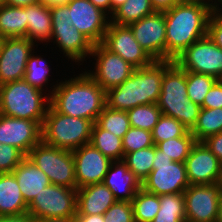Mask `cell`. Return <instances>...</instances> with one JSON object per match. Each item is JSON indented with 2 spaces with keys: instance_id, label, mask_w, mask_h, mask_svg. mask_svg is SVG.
I'll return each mask as SVG.
<instances>
[{
  "instance_id": "obj_7",
  "label": "cell",
  "mask_w": 222,
  "mask_h": 222,
  "mask_svg": "<svg viewBox=\"0 0 222 222\" xmlns=\"http://www.w3.org/2000/svg\"><path fill=\"white\" fill-rule=\"evenodd\" d=\"M27 157L47 175L51 184L77 189L72 151L41 141L30 150Z\"/></svg>"
},
{
  "instance_id": "obj_26",
  "label": "cell",
  "mask_w": 222,
  "mask_h": 222,
  "mask_svg": "<svg viewBox=\"0 0 222 222\" xmlns=\"http://www.w3.org/2000/svg\"><path fill=\"white\" fill-rule=\"evenodd\" d=\"M0 36L16 38L27 36L26 6H0Z\"/></svg>"
},
{
  "instance_id": "obj_12",
  "label": "cell",
  "mask_w": 222,
  "mask_h": 222,
  "mask_svg": "<svg viewBox=\"0 0 222 222\" xmlns=\"http://www.w3.org/2000/svg\"><path fill=\"white\" fill-rule=\"evenodd\" d=\"M69 17L76 27L93 45L102 43L110 23V16L89 0H69Z\"/></svg>"
},
{
  "instance_id": "obj_55",
  "label": "cell",
  "mask_w": 222,
  "mask_h": 222,
  "mask_svg": "<svg viewBox=\"0 0 222 222\" xmlns=\"http://www.w3.org/2000/svg\"><path fill=\"white\" fill-rule=\"evenodd\" d=\"M210 3L213 7L218 8V0H203Z\"/></svg>"
},
{
  "instance_id": "obj_22",
  "label": "cell",
  "mask_w": 222,
  "mask_h": 222,
  "mask_svg": "<svg viewBox=\"0 0 222 222\" xmlns=\"http://www.w3.org/2000/svg\"><path fill=\"white\" fill-rule=\"evenodd\" d=\"M116 201L104 183L81 187L77 189L76 215H104Z\"/></svg>"
},
{
  "instance_id": "obj_52",
  "label": "cell",
  "mask_w": 222,
  "mask_h": 222,
  "mask_svg": "<svg viewBox=\"0 0 222 222\" xmlns=\"http://www.w3.org/2000/svg\"><path fill=\"white\" fill-rule=\"evenodd\" d=\"M36 222H75V221H74V218H71V219H64V218H46V219L36 220Z\"/></svg>"
},
{
  "instance_id": "obj_5",
  "label": "cell",
  "mask_w": 222,
  "mask_h": 222,
  "mask_svg": "<svg viewBox=\"0 0 222 222\" xmlns=\"http://www.w3.org/2000/svg\"><path fill=\"white\" fill-rule=\"evenodd\" d=\"M24 79L0 85V114L36 121L41 127L50 96ZM47 95V96H46Z\"/></svg>"
},
{
  "instance_id": "obj_47",
  "label": "cell",
  "mask_w": 222,
  "mask_h": 222,
  "mask_svg": "<svg viewBox=\"0 0 222 222\" xmlns=\"http://www.w3.org/2000/svg\"><path fill=\"white\" fill-rule=\"evenodd\" d=\"M0 222H36L29 213L21 215L0 216Z\"/></svg>"
},
{
  "instance_id": "obj_24",
  "label": "cell",
  "mask_w": 222,
  "mask_h": 222,
  "mask_svg": "<svg viewBox=\"0 0 222 222\" xmlns=\"http://www.w3.org/2000/svg\"><path fill=\"white\" fill-rule=\"evenodd\" d=\"M27 38L34 44L42 42L48 45L52 37V17L50 6L31 4L26 6ZM38 40V41H37ZM37 41V42H36Z\"/></svg>"
},
{
  "instance_id": "obj_4",
  "label": "cell",
  "mask_w": 222,
  "mask_h": 222,
  "mask_svg": "<svg viewBox=\"0 0 222 222\" xmlns=\"http://www.w3.org/2000/svg\"><path fill=\"white\" fill-rule=\"evenodd\" d=\"M156 104L162 114L177 119L189 131L196 125L201 106L188 98L186 70L175 61L165 60L161 93Z\"/></svg>"
},
{
  "instance_id": "obj_59",
  "label": "cell",
  "mask_w": 222,
  "mask_h": 222,
  "mask_svg": "<svg viewBox=\"0 0 222 222\" xmlns=\"http://www.w3.org/2000/svg\"><path fill=\"white\" fill-rule=\"evenodd\" d=\"M222 3V0H218V8H219V5H221Z\"/></svg>"
},
{
  "instance_id": "obj_40",
  "label": "cell",
  "mask_w": 222,
  "mask_h": 222,
  "mask_svg": "<svg viewBox=\"0 0 222 222\" xmlns=\"http://www.w3.org/2000/svg\"><path fill=\"white\" fill-rule=\"evenodd\" d=\"M24 157L16 147L0 143V174L12 173Z\"/></svg>"
},
{
  "instance_id": "obj_31",
  "label": "cell",
  "mask_w": 222,
  "mask_h": 222,
  "mask_svg": "<svg viewBox=\"0 0 222 222\" xmlns=\"http://www.w3.org/2000/svg\"><path fill=\"white\" fill-rule=\"evenodd\" d=\"M131 204L134 222H152L160 208V196L141 188L134 195Z\"/></svg>"
},
{
  "instance_id": "obj_28",
  "label": "cell",
  "mask_w": 222,
  "mask_h": 222,
  "mask_svg": "<svg viewBox=\"0 0 222 222\" xmlns=\"http://www.w3.org/2000/svg\"><path fill=\"white\" fill-rule=\"evenodd\" d=\"M154 12L155 9L150 0H127L113 12L110 22L117 25H129Z\"/></svg>"
},
{
  "instance_id": "obj_38",
  "label": "cell",
  "mask_w": 222,
  "mask_h": 222,
  "mask_svg": "<svg viewBox=\"0 0 222 222\" xmlns=\"http://www.w3.org/2000/svg\"><path fill=\"white\" fill-rule=\"evenodd\" d=\"M189 130L177 119L162 114L152 130L154 145L159 142L184 136Z\"/></svg>"
},
{
  "instance_id": "obj_11",
  "label": "cell",
  "mask_w": 222,
  "mask_h": 222,
  "mask_svg": "<svg viewBox=\"0 0 222 222\" xmlns=\"http://www.w3.org/2000/svg\"><path fill=\"white\" fill-rule=\"evenodd\" d=\"M91 57H95L94 69L87 73L106 92L121 85L136 69L121 56L107 50L101 43L93 45Z\"/></svg>"
},
{
  "instance_id": "obj_33",
  "label": "cell",
  "mask_w": 222,
  "mask_h": 222,
  "mask_svg": "<svg viewBox=\"0 0 222 222\" xmlns=\"http://www.w3.org/2000/svg\"><path fill=\"white\" fill-rule=\"evenodd\" d=\"M34 53L33 51L28 58L24 80L30 85L47 92V89L45 90L44 87L50 82L51 66L48 65L49 62H46L43 57Z\"/></svg>"
},
{
  "instance_id": "obj_56",
  "label": "cell",
  "mask_w": 222,
  "mask_h": 222,
  "mask_svg": "<svg viewBox=\"0 0 222 222\" xmlns=\"http://www.w3.org/2000/svg\"><path fill=\"white\" fill-rule=\"evenodd\" d=\"M219 184H220V188H221V192H222V171H221V177H220V180H219Z\"/></svg>"
},
{
  "instance_id": "obj_43",
  "label": "cell",
  "mask_w": 222,
  "mask_h": 222,
  "mask_svg": "<svg viewBox=\"0 0 222 222\" xmlns=\"http://www.w3.org/2000/svg\"><path fill=\"white\" fill-rule=\"evenodd\" d=\"M50 12L52 17V27L72 26L69 17V7L66 4L51 5Z\"/></svg>"
},
{
  "instance_id": "obj_58",
  "label": "cell",
  "mask_w": 222,
  "mask_h": 222,
  "mask_svg": "<svg viewBox=\"0 0 222 222\" xmlns=\"http://www.w3.org/2000/svg\"><path fill=\"white\" fill-rule=\"evenodd\" d=\"M3 4H5V0H0V6H2Z\"/></svg>"
},
{
  "instance_id": "obj_57",
  "label": "cell",
  "mask_w": 222,
  "mask_h": 222,
  "mask_svg": "<svg viewBox=\"0 0 222 222\" xmlns=\"http://www.w3.org/2000/svg\"><path fill=\"white\" fill-rule=\"evenodd\" d=\"M3 40H4V38L2 36H0V49H1V46H2V43H3Z\"/></svg>"
},
{
  "instance_id": "obj_16",
  "label": "cell",
  "mask_w": 222,
  "mask_h": 222,
  "mask_svg": "<svg viewBox=\"0 0 222 222\" xmlns=\"http://www.w3.org/2000/svg\"><path fill=\"white\" fill-rule=\"evenodd\" d=\"M134 38L153 60H166V24L163 11L128 25Z\"/></svg>"
},
{
  "instance_id": "obj_45",
  "label": "cell",
  "mask_w": 222,
  "mask_h": 222,
  "mask_svg": "<svg viewBox=\"0 0 222 222\" xmlns=\"http://www.w3.org/2000/svg\"><path fill=\"white\" fill-rule=\"evenodd\" d=\"M202 142L222 162V132L208 136Z\"/></svg>"
},
{
  "instance_id": "obj_44",
  "label": "cell",
  "mask_w": 222,
  "mask_h": 222,
  "mask_svg": "<svg viewBox=\"0 0 222 222\" xmlns=\"http://www.w3.org/2000/svg\"><path fill=\"white\" fill-rule=\"evenodd\" d=\"M201 108H222V80H217L205 96Z\"/></svg>"
},
{
  "instance_id": "obj_20",
  "label": "cell",
  "mask_w": 222,
  "mask_h": 222,
  "mask_svg": "<svg viewBox=\"0 0 222 222\" xmlns=\"http://www.w3.org/2000/svg\"><path fill=\"white\" fill-rule=\"evenodd\" d=\"M50 42L57 44L55 47L63 52V56L75 64L86 61L85 58L88 56L89 59L93 48V44L73 25L52 27Z\"/></svg>"
},
{
  "instance_id": "obj_42",
  "label": "cell",
  "mask_w": 222,
  "mask_h": 222,
  "mask_svg": "<svg viewBox=\"0 0 222 222\" xmlns=\"http://www.w3.org/2000/svg\"><path fill=\"white\" fill-rule=\"evenodd\" d=\"M208 37L222 49V11L215 8L207 24Z\"/></svg>"
},
{
  "instance_id": "obj_19",
  "label": "cell",
  "mask_w": 222,
  "mask_h": 222,
  "mask_svg": "<svg viewBox=\"0 0 222 222\" xmlns=\"http://www.w3.org/2000/svg\"><path fill=\"white\" fill-rule=\"evenodd\" d=\"M41 141V126L36 121L0 114V143L12 145L27 156Z\"/></svg>"
},
{
  "instance_id": "obj_27",
  "label": "cell",
  "mask_w": 222,
  "mask_h": 222,
  "mask_svg": "<svg viewBox=\"0 0 222 222\" xmlns=\"http://www.w3.org/2000/svg\"><path fill=\"white\" fill-rule=\"evenodd\" d=\"M90 144L112 161H121L124 157L122 138L102 129L96 122L93 125Z\"/></svg>"
},
{
  "instance_id": "obj_46",
  "label": "cell",
  "mask_w": 222,
  "mask_h": 222,
  "mask_svg": "<svg viewBox=\"0 0 222 222\" xmlns=\"http://www.w3.org/2000/svg\"><path fill=\"white\" fill-rule=\"evenodd\" d=\"M155 11H165L171 9L182 0H150Z\"/></svg>"
},
{
  "instance_id": "obj_51",
  "label": "cell",
  "mask_w": 222,
  "mask_h": 222,
  "mask_svg": "<svg viewBox=\"0 0 222 222\" xmlns=\"http://www.w3.org/2000/svg\"><path fill=\"white\" fill-rule=\"evenodd\" d=\"M69 0H37L38 4H43V5H62V4H67Z\"/></svg>"
},
{
  "instance_id": "obj_1",
  "label": "cell",
  "mask_w": 222,
  "mask_h": 222,
  "mask_svg": "<svg viewBox=\"0 0 222 222\" xmlns=\"http://www.w3.org/2000/svg\"><path fill=\"white\" fill-rule=\"evenodd\" d=\"M215 7L203 0H182L165 10L166 60L174 61L198 39L207 35V24Z\"/></svg>"
},
{
  "instance_id": "obj_39",
  "label": "cell",
  "mask_w": 222,
  "mask_h": 222,
  "mask_svg": "<svg viewBox=\"0 0 222 222\" xmlns=\"http://www.w3.org/2000/svg\"><path fill=\"white\" fill-rule=\"evenodd\" d=\"M153 145L152 132L140 128L130 127L122 138L124 155Z\"/></svg>"
},
{
  "instance_id": "obj_18",
  "label": "cell",
  "mask_w": 222,
  "mask_h": 222,
  "mask_svg": "<svg viewBox=\"0 0 222 222\" xmlns=\"http://www.w3.org/2000/svg\"><path fill=\"white\" fill-rule=\"evenodd\" d=\"M75 163L77 189L96 183H103L113 162L92 144L87 143L72 151Z\"/></svg>"
},
{
  "instance_id": "obj_25",
  "label": "cell",
  "mask_w": 222,
  "mask_h": 222,
  "mask_svg": "<svg viewBox=\"0 0 222 222\" xmlns=\"http://www.w3.org/2000/svg\"><path fill=\"white\" fill-rule=\"evenodd\" d=\"M28 212L18 182L12 173L0 174V216L21 215Z\"/></svg>"
},
{
  "instance_id": "obj_41",
  "label": "cell",
  "mask_w": 222,
  "mask_h": 222,
  "mask_svg": "<svg viewBox=\"0 0 222 222\" xmlns=\"http://www.w3.org/2000/svg\"><path fill=\"white\" fill-rule=\"evenodd\" d=\"M105 222H134L131 202L116 201L103 215Z\"/></svg>"
},
{
  "instance_id": "obj_48",
  "label": "cell",
  "mask_w": 222,
  "mask_h": 222,
  "mask_svg": "<svg viewBox=\"0 0 222 222\" xmlns=\"http://www.w3.org/2000/svg\"><path fill=\"white\" fill-rule=\"evenodd\" d=\"M75 222H105L103 215H75Z\"/></svg>"
},
{
  "instance_id": "obj_49",
  "label": "cell",
  "mask_w": 222,
  "mask_h": 222,
  "mask_svg": "<svg viewBox=\"0 0 222 222\" xmlns=\"http://www.w3.org/2000/svg\"><path fill=\"white\" fill-rule=\"evenodd\" d=\"M92 2L96 7L102 9L106 12L109 16H111V0H89Z\"/></svg>"
},
{
  "instance_id": "obj_9",
  "label": "cell",
  "mask_w": 222,
  "mask_h": 222,
  "mask_svg": "<svg viewBox=\"0 0 222 222\" xmlns=\"http://www.w3.org/2000/svg\"><path fill=\"white\" fill-rule=\"evenodd\" d=\"M33 219H71L77 214V189L50 184L36 195L28 205Z\"/></svg>"
},
{
  "instance_id": "obj_21",
  "label": "cell",
  "mask_w": 222,
  "mask_h": 222,
  "mask_svg": "<svg viewBox=\"0 0 222 222\" xmlns=\"http://www.w3.org/2000/svg\"><path fill=\"white\" fill-rule=\"evenodd\" d=\"M103 183L117 201L131 202L137 191L142 188V183L122 160L111 163Z\"/></svg>"
},
{
  "instance_id": "obj_29",
  "label": "cell",
  "mask_w": 222,
  "mask_h": 222,
  "mask_svg": "<svg viewBox=\"0 0 222 222\" xmlns=\"http://www.w3.org/2000/svg\"><path fill=\"white\" fill-rule=\"evenodd\" d=\"M152 222H186L184 193L160 195V208Z\"/></svg>"
},
{
  "instance_id": "obj_30",
  "label": "cell",
  "mask_w": 222,
  "mask_h": 222,
  "mask_svg": "<svg viewBox=\"0 0 222 222\" xmlns=\"http://www.w3.org/2000/svg\"><path fill=\"white\" fill-rule=\"evenodd\" d=\"M190 132L196 141L222 132V108H201L196 125Z\"/></svg>"
},
{
  "instance_id": "obj_54",
  "label": "cell",
  "mask_w": 222,
  "mask_h": 222,
  "mask_svg": "<svg viewBox=\"0 0 222 222\" xmlns=\"http://www.w3.org/2000/svg\"><path fill=\"white\" fill-rule=\"evenodd\" d=\"M216 222H222V195L219 200L218 215H217Z\"/></svg>"
},
{
  "instance_id": "obj_53",
  "label": "cell",
  "mask_w": 222,
  "mask_h": 222,
  "mask_svg": "<svg viewBox=\"0 0 222 222\" xmlns=\"http://www.w3.org/2000/svg\"><path fill=\"white\" fill-rule=\"evenodd\" d=\"M126 1L127 0H111V15L119 6H121Z\"/></svg>"
},
{
  "instance_id": "obj_17",
  "label": "cell",
  "mask_w": 222,
  "mask_h": 222,
  "mask_svg": "<svg viewBox=\"0 0 222 222\" xmlns=\"http://www.w3.org/2000/svg\"><path fill=\"white\" fill-rule=\"evenodd\" d=\"M190 185H212L219 183L222 162L202 141H196L185 160Z\"/></svg>"
},
{
  "instance_id": "obj_35",
  "label": "cell",
  "mask_w": 222,
  "mask_h": 222,
  "mask_svg": "<svg viewBox=\"0 0 222 222\" xmlns=\"http://www.w3.org/2000/svg\"><path fill=\"white\" fill-rule=\"evenodd\" d=\"M96 123L104 130L110 131L115 136L123 138L129 131L130 122L126 111L113 110L104 107Z\"/></svg>"
},
{
  "instance_id": "obj_6",
  "label": "cell",
  "mask_w": 222,
  "mask_h": 222,
  "mask_svg": "<svg viewBox=\"0 0 222 222\" xmlns=\"http://www.w3.org/2000/svg\"><path fill=\"white\" fill-rule=\"evenodd\" d=\"M93 125L92 120L63 115L49 105L41 127L42 141L60 149L74 151L90 143Z\"/></svg>"
},
{
  "instance_id": "obj_15",
  "label": "cell",
  "mask_w": 222,
  "mask_h": 222,
  "mask_svg": "<svg viewBox=\"0 0 222 222\" xmlns=\"http://www.w3.org/2000/svg\"><path fill=\"white\" fill-rule=\"evenodd\" d=\"M34 46L38 48L27 37L4 38L0 49V85L24 79Z\"/></svg>"
},
{
  "instance_id": "obj_14",
  "label": "cell",
  "mask_w": 222,
  "mask_h": 222,
  "mask_svg": "<svg viewBox=\"0 0 222 222\" xmlns=\"http://www.w3.org/2000/svg\"><path fill=\"white\" fill-rule=\"evenodd\" d=\"M101 44L135 68H143L154 61L136 41L128 25L110 22Z\"/></svg>"
},
{
  "instance_id": "obj_8",
  "label": "cell",
  "mask_w": 222,
  "mask_h": 222,
  "mask_svg": "<svg viewBox=\"0 0 222 222\" xmlns=\"http://www.w3.org/2000/svg\"><path fill=\"white\" fill-rule=\"evenodd\" d=\"M185 162H174L155 145L153 170L142 182V188L158 196L184 193L189 187Z\"/></svg>"
},
{
  "instance_id": "obj_10",
  "label": "cell",
  "mask_w": 222,
  "mask_h": 222,
  "mask_svg": "<svg viewBox=\"0 0 222 222\" xmlns=\"http://www.w3.org/2000/svg\"><path fill=\"white\" fill-rule=\"evenodd\" d=\"M174 61L186 71L222 80V49L208 35L191 44Z\"/></svg>"
},
{
  "instance_id": "obj_2",
  "label": "cell",
  "mask_w": 222,
  "mask_h": 222,
  "mask_svg": "<svg viewBox=\"0 0 222 222\" xmlns=\"http://www.w3.org/2000/svg\"><path fill=\"white\" fill-rule=\"evenodd\" d=\"M58 81L48 90L50 105L59 113L96 122L106 106V92L85 71Z\"/></svg>"
},
{
  "instance_id": "obj_37",
  "label": "cell",
  "mask_w": 222,
  "mask_h": 222,
  "mask_svg": "<svg viewBox=\"0 0 222 222\" xmlns=\"http://www.w3.org/2000/svg\"><path fill=\"white\" fill-rule=\"evenodd\" d=\"M213 76L186 71L188 98L198 105H202L206 94L217 81Z\"/></svg>"
},
{
  "instance_id": "obj_3",
  "label": "cell",
  "mask_w": 222,
  "mask_h": 222,
  "mask_svg": "<svg viewBox=\"0 0 222 222\" xmlns=\"http://www.w3.org/2000/svg\"><path fill=\"white\" fill-rule=\"evenodd\" d=\"M165 60H154L150 65L136 68L121 85L106 91V106L128 111L144 104H156L161 93Z\"/></svg>"
},
{
  "instance_id": "obj_36",
  "label": "cell",
  "mask_w": 222,
  "mask_h": 222,
  "mask_svg": "<svg viewBox=\"0 0 222 222\" xmlns=\"http://www.w3.org/2000/svg\"><path fill=\"white\" fill-rule=\"evenodd\" d=\"M127 112L130 126L152 132L162 115L157 104H144L134 107Z\"/></svg>"
},
{
  "instance_id": "obj_60",
  "label": "cell",
  "mask_w": 222,
  "mask_h": 222,
  "mask_svg": "<svg viewBox=\"0 0 222 222\" xmlns=\"http://www.w3.org/2000/svg\"><path fill=\"white\" fill-rule=\"evenodd\" d=\"M221 7V8H220ZM220 7L218 8L220 11H222V3H221V5H220Z\"/></svg>"
},
{
  "instance_id": "obj_32",
  "label": "cell",
  "mask_w": 222,
  "mask_h": 222,
  "mask_svg": "<svg viewBox=\"0 0 222 222\" xmlns=\"http://www.w3.org/2000/svg\"><path fill=\"white\" fill-rule=\"evenodd\" d=\"M155 156V145L127 153L123 157V162L142 183L153 170V159Z\"/></svg>"
},
{
  "instance_id": "obj_34",
  "label": "cell",
  "mask_w": 222,
  "mask_h": 222,
  "mask_svg": "<svg viewBox=\"0 0 222 222\" xmlns=\"http://www.w3.org/2000/svg\"><path fill=\"white\" fill-rule=\"evenodd\" d=\"M196 143L195 137L188 131L182 137H176L159 142L156 147L174 162H185L190 154L193 145Z\"/></svg>"
},
{
  "instance_id": "obj_13",
  "label": "cell",
  "mask_w": 222,
  "mask_h": 222,
  "mask_svg": "<svg viewBox=\"0 0 222 222\" xmlns=\"http://www.w3.org/2000/svg\"><path fill=\"white\" fill-rule=\"evenodd\" d=\"M220 184L189 185L184 191L186 222H216Z\"/></svg>"
},
{
  "instance_id": "obj_23",
  "label": "cell",
  "mask_w": 222,
  "mask_h": 222,
  "mask_svg": "<svg viewBox=\"0 0 222 222\" xmlns=\"http://www.w3.org/2000/svg\"><path fill=\"white\" fill-rule=\"evenodd\" d=\"M18 182L20 191L27 205L39 194L42 189L50 185L47 175L39 169L27 156L12 171Z\"/></svg>"
},
{
  "instance_id": "obj_50",
  "label": "cell",
  "mask_w": 222,
  "mask_h": 222,
  "mask_svg": "<svg viewBox=\"0 0 222 222\" xmlns=\"http://www.w3.org/2000/svg\"><path fill=\"white\" fill-rule=\"evenodd\" d=\"M37 3V0H5L6 5L25 7Z\"/></svg>"
}]
</instances>
